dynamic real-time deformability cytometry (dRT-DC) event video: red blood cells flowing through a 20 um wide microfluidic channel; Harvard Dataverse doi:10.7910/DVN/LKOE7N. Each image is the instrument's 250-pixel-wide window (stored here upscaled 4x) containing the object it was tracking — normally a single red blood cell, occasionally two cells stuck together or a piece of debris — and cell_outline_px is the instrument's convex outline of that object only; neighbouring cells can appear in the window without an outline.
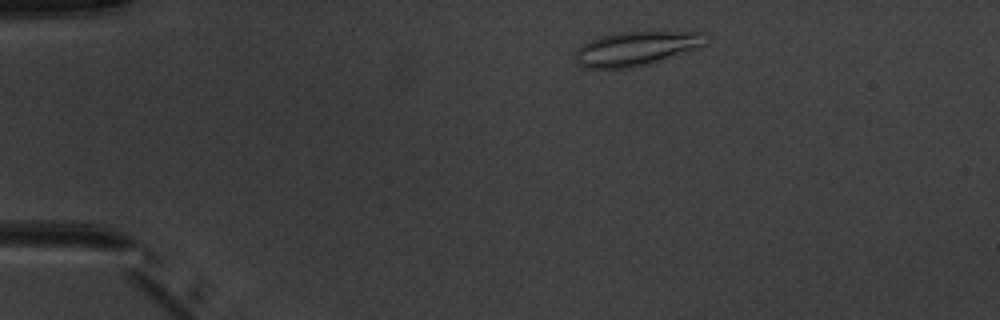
{"species": "common noctule bat (a hibernating species)", "species_latin": "Nyctalus noctula", "temperature_condition": "warm", "stored_images_in_passage": 5, "camera_frame_rate_fps": 3000, "um_per_image_px": 0.085, "animal": {"sex": "male", "body_mass_g": 20.1, "forearm_length_mm": 53.5}, "frame": {"image": 1, "passage_image": 2, "time_ms": 1.0, "image_size_px": [1000, 320], "cell_outline_px": [[704, 48], [648, 64], [628, 68], [584, 68], [576, 60], [576, 52], [588, 40], [600, 36], [620, 32], [704, 32]], "centroid_in_image_um": [54.12, 4.13], "position_along_channel_um": 30.9, "area_um2": 25.89}}
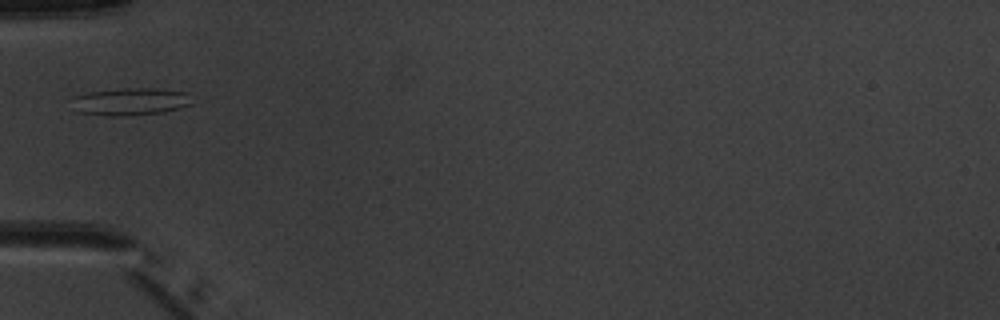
{"frame": {"image": 2, "passage_image": 4, "time_ms": 3.667, "image_size_px": [1000, 320], "cell_outline_px": [[192, 104], [180, 108], [164, 112], [124, 116], [108, 116], [76, 112], [72, 96], [88, 92], [124, 88], [156, 88], [188, 92]], "centroid_in_image_um": [11.09, 8.63], "position_along_channel_um": 73.9, "area_um2": 19.36}}
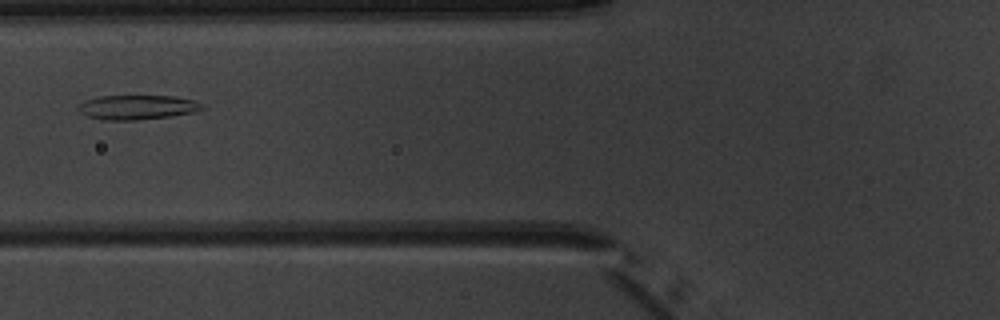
{"frame": {"image": 3, "passage_image": 5, "time_ms": 4.667, "image_size_px": [1000, 320], "cell_outline_px": [[204, 108], [192, 112], [168, 116], [136, 120], [108, 120], [84, 116], [76, 108], [84, 100], [100, 96], [176, 96], [196, 100], [204, 104]], "centroid_in_image_um": [11.65, 9.11], "position_along_channel_um": 114.2, "area_um2": 17.69}}